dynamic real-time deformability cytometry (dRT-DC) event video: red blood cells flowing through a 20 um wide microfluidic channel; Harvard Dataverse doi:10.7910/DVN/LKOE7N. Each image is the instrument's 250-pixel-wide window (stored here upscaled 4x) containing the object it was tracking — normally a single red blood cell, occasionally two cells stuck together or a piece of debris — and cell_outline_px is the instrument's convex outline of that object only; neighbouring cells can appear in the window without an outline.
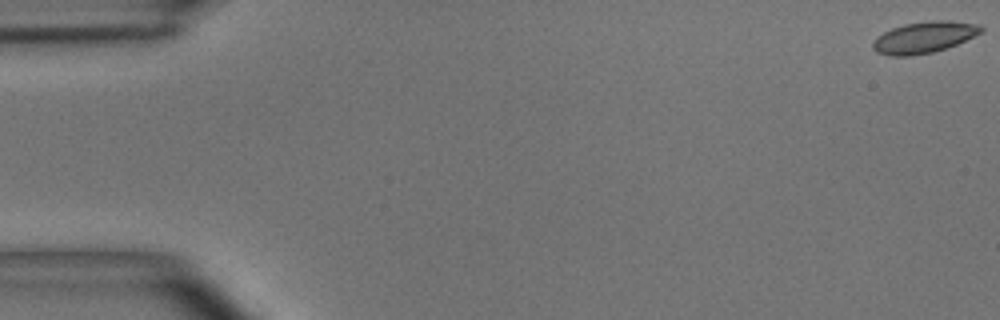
{"species": "common noctule bat (a hibernating species)", "species_latin": "Nyctalus noctula", "temperature_condition": "room temperature", "stored_images_in_passage": 49, "camera_frame_rate_fps": 3000, "um_per_image_px": 0.085, "animal": {"sex": "male", "body_mass_g": 15.6}, "frame": {"image": 1, "passage_image": 1, "time_ms": 0.0, "image_size_px": [1000, 320], "cell_outline_px": [[984, 32], [956, 44], [932, 52], [908, 56], [888, 56], [876, 52], [872, 48], [872, 44], [876, 36], [892, 28], [904, 24], [932, 20], [948, 20], [980, 24], [984, 28]], "centroid_in_image_um": [78.55, 3.16], "position_along_channel_um": 6.5, "area_um2": 19.88}}
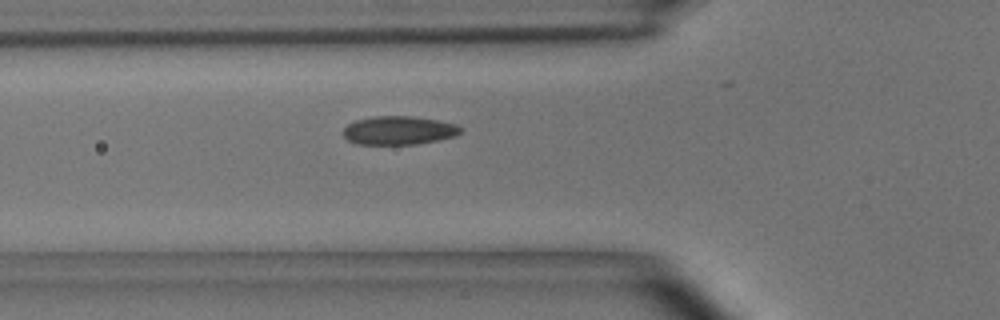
{"frame": {"image": 2, "passage_image": 20, "time_ms": 6.333, "image_size_px": [1000, 320], "cell_outline_px": [[464, 128], [456, 136], [416, 144], [356, 144], [348, 140], [344, 136], [344, 128], [348, 124], [356, 120], [372, 116], [412, 116], [440, 120], [456, 124]], "centroid_in_image_um": [33.92, 11.07], "position_along_channel_um": 91.9, "area_um2": 19.59}}
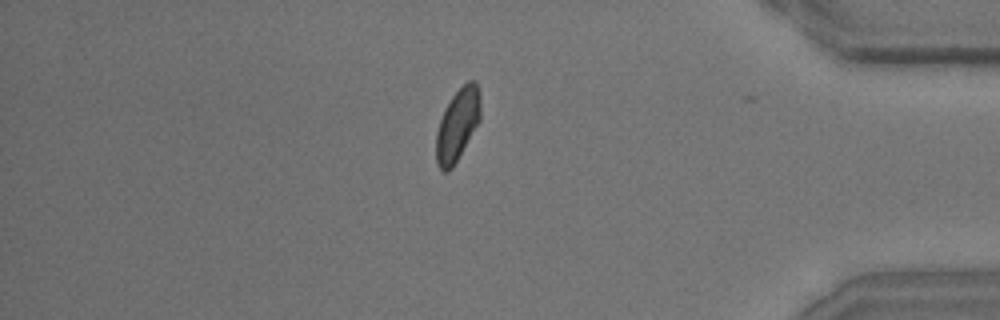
{"frame": {"image": 3, "passage_image": 48, "time_ms": 15.667, "image_size_px": [1000, 320], "cell_outline_px": [[480, 120], [452, 168], [448, 172], [444, 172], [436, 164], [436, 132], [444, 108], [452, 96], [468, 80], [476, 80], [480, 92]], "centroid_in_image_um": [38.88, 10.59], "position_along_channel_um": 396.3, "area_um2": 18.61}, "authors_computed_cell_mechanics": {"area_um2": 19.4208, "velocity_mm_per_s": 3.5968, "shape_relaxation_time_tau1_ms": 4.461, "shape_relaxation_time_tau2_ms": 1.4896, "deformation_change_tau1": 0.104, "deformation_change_tau2": 0.0552}}